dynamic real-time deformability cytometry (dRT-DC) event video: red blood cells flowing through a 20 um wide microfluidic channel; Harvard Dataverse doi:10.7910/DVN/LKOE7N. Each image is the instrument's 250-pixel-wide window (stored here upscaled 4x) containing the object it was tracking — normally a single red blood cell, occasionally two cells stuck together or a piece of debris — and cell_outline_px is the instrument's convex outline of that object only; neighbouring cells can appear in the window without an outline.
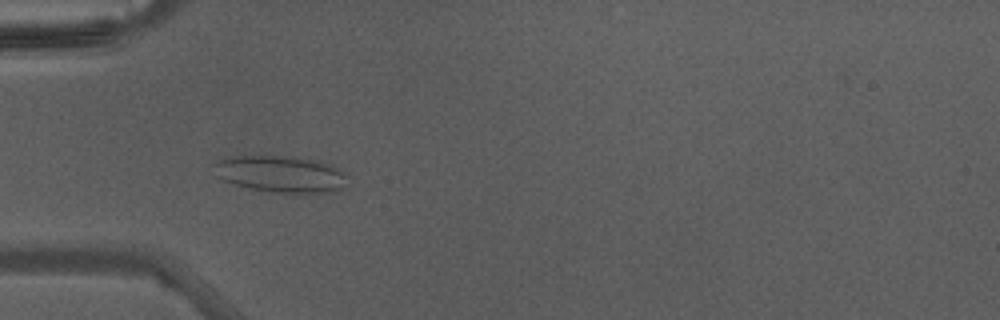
{"species": "Egyptian fruit bat (a non-hibernating species)", "species_latin": "Rousettus aegyptiacus", "temperature_condition": "warm", "stored_images_in_passage": 42, "camera_frame_rate_fps": 3000, "um_per_image_px": 0.085, "animal": {"sex": "male"}, "frame": {"image": 1, "passage_image": 11, "time_ms": 3.333, "image_size_px": [1000, 320], "cell_outline_px": [[344, 176], [340, 188], [332, 192], [300, 196], [268, 192], [236, 184], [224, 180], [216, 176], [212, 164], [224, 156], [292, 156], [320, 160], [332, 164], [344, 172]], "centroid_in_image_um": [23.84, 14.81], "position_along_channel_um": 61.2, "area_um2": 29.3}}
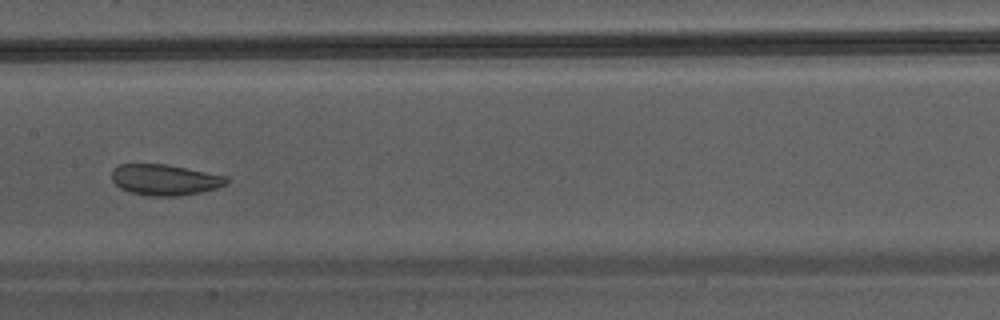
{"frame": {"image": 2, "passage_image": 20, "time_ms": 6.333, "image_size_px": [1000, 320], "cell_outline_px": [[228, 184], [216, 188], [200, 192], [176, 196], [148, 196], [132, 192], [120, 188], [112, 180], [112, 168], [120, 164], [164, 164], [228, 176]], "centroid_in_image_um": [14.01, 15.28], "position_along_channel_um": 193.4, "area_um2": 20.58}}
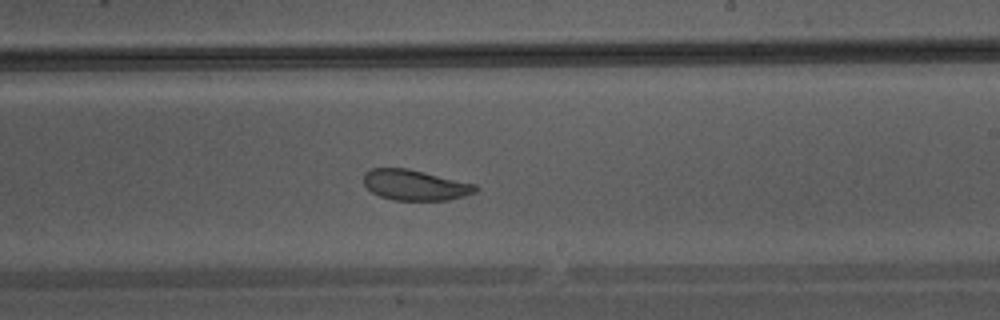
{"frame": {"image": 3, "passage_image": 24, "time_ms": 7.667, "image_size_px": [1000, 320], "cell_outline_px": [[480, 188], [476, 192], [464, 196], [448, 200], [392, 200], [380, 196], [372, 192], [364, 184], [364, 172], [372, 168], [408, 168], [476, 184]], "centroid_in_image_um": [35.29, 15.73], "position_along_channel_um": 253.7, "area_um2": 20.0}}